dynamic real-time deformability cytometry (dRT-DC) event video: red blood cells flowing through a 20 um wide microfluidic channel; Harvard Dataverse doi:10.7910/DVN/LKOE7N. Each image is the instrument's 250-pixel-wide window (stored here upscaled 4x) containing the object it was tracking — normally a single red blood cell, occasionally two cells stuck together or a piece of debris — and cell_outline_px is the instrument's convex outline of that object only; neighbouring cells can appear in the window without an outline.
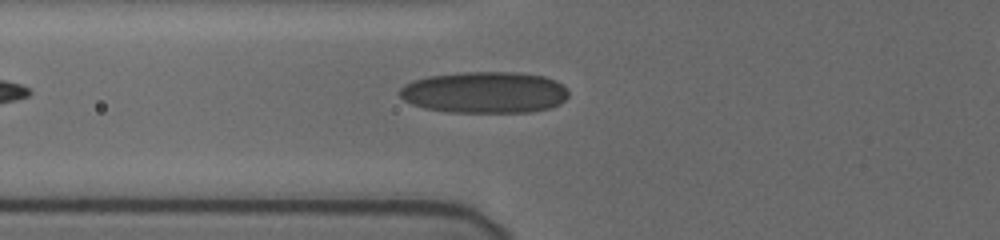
{"species": "human", "species_latin": "Homo sapiens", "temperature_condition": "cold", "stored_images_in_passage": 36, "camera_frame_rate_fps": 3000, "um_per_image_px": 0.085, "donor": {"sex": "female"}, "frame": {"image": 1, "passage_image": 2, "time_ms": 0.333, "image_size_px": [1000, 240], "cell_outline_px": [[568, 96], [560, 104], [552, 108], [532, 112], [448, 112], [424, 108], [412, 104], [404, 100], [400, 96], [400, 88], [404, 84], [412, 80], [428, 76], [464, 72], [516, 72], [544, 76], [556, 80], [568, 88]], "centroid_in_image_um": [41.22, 7.85], "position_along_channel_um": 84.6, "area_um2": 41.21}}
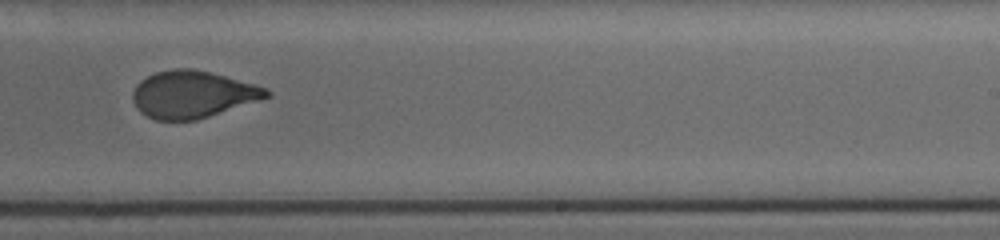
{"frame": {"image": 2, "passage_image": 17, "time_ms": 5.333, "image_size_px": [1000, 240], "cell_outline_px": [[272, 96], [260, 100], [196, 120], [156, 120], [140, 112], [136, 108], [132, 100], [132, 92], [136, 84], [140, 80], [156, 72], [172, 68], [192, 68], [224, 76], [268, 88], [272, 92]], "centroid_in_image_um": [16.35, 8.02], "position_along_channel_um": 272.6, "area_um2": 36.7}}
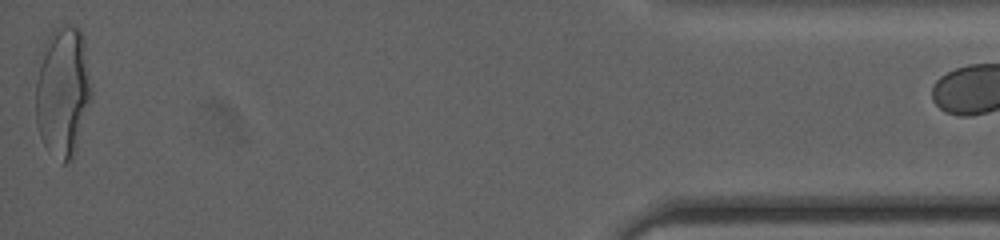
{"frame": {"image": 3, "passage_image": 35, "time_ms": 11.333, "image_size_px": [1000, 240], "cell_outline_px": [[92, 100], [76, 152], [72, 160], [64, 164], [60, 164], [44, 144], [40, 136], [36, 124], [36, 60], [48, 36], [56, 28], [68, 24], [72, 24], [80, 28], [84, 40], [92, 84]], "centroid_in_image_um": [5.35, 7.79], "position_along_channel_um": 429.9, "area_um2": 43.75}}